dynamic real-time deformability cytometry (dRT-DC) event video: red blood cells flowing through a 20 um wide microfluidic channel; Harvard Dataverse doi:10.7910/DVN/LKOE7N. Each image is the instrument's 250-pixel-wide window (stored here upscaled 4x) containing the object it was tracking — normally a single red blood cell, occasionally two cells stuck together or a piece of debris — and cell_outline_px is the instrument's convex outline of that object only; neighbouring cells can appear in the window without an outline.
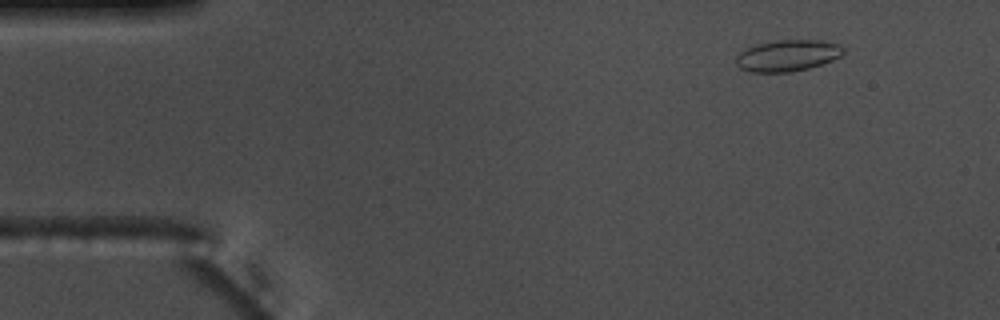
{"species": "common noctule bat (a hibernating species)", "species_latin": "Nyctalus noctula", "temperature_condition": "warm", "stored_images_in_passage": 50, "camera_frame_rate_fps": 3000, "um_per_image_px": 0.085, "animal": {"sex": "male", "body_mass_g": 17.5, "forearm_length_mm": 52.3}, "frame": {"image": 1, "passage_image": 1, "time_ms": 0.0, "image_size_px": [1000, 320], "cell_outline_px": [[844, 52], [840, 56], [832, 60], [808, 68], [792, 72], [752, 72], [740, 68], [736, 64], [736, 56], [744, 48], [756, 44], [776, 40], [820, 40], [840, 44], [844, 48]], "centroid_in_image_um": [66.92, 4.71], "position_along_channel_um": 18.1, "area_um2": 19.71}}
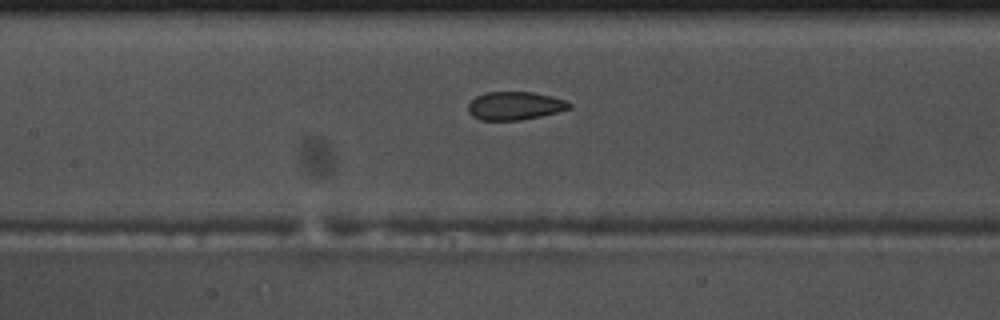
{"frame": {"image": 2, "passage_image": 20, "time_ms": 6.333, "image_size_px": [1000, 320], "cell_outline_px": [[572, 108], [540, 116], [520, 120], [480, 120], [472, 116], [468, 112], [468, 104], [476, 96], [484, 92], [532, 92], [564, 100], [572, 104]], "centroid_in_image_um": [43.72, 8.99], "position_along_channel_um": 163.7, "area_um2": 16.53}}
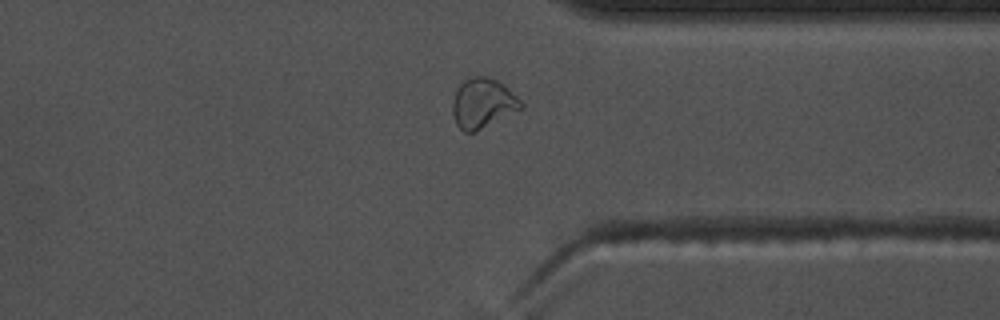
{"frame": {"image": 3, "passage_image": 37, "time_ms": 12.0, "image_size_px": [1000, 320], "cell_outline_px": [[524, 108], [472, 132], [464, 132], [456, 124], [452, 112], [452, 100], [460, 84], [464, 80], [472, 76], [484, 76], [496, 80], [504, 84], [524, 104]], "centroid_in_image_um": [41.03, 8.76], "position_along_channel_um": 370.4, "area_um2": 19.65}, "authors_computed_cell_mechanics": {"area_um2": 18.2937, "velocity_mm_per_s": 3.6958, "shape_relaxation_time_tau1_ms": null, "shape_relaxation_time_tau2_ms": 1.2356, "deformation_change_tau1": null, "deformation_change_tau2": 0.0624}}